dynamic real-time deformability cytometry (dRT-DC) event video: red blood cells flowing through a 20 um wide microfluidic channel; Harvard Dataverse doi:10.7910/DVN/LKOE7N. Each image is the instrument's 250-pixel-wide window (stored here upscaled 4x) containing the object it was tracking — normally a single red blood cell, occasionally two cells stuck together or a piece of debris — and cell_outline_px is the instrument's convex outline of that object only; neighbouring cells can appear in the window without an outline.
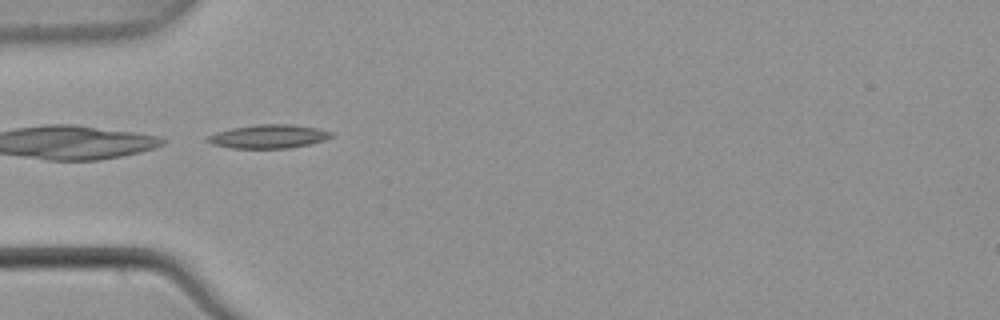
{"species": "common noctule bat (a hibernating species)", "species_latin": "Nyctalus noctula", "temperature_condition": "warm", "stored_images_in_passage": 6, "camera_frame_rate_fps": 3000, "um_per_image_px": 0.085, "animal": {"sex": "male", "body_mass_g": 21.5, "forearm_length_mm": 52.0}, "frame": {"image": 1, "passage_image": 5, "time_ms": 1.333, "image_size_px": [1000, 320], "cell_outline_px": [[332, 136], [324, 140], [308, 144], [288, 148], [232, 148], [212, 144], [204, 140], [204, 136], [216, 132], [232, 128], [256, 124], [292, 124], [316, 128], [332, 132]], "centroid_in_image_um": [22.76, 11.59], "position_along_channel_um": 62.2, "area_um2": 17.05}}
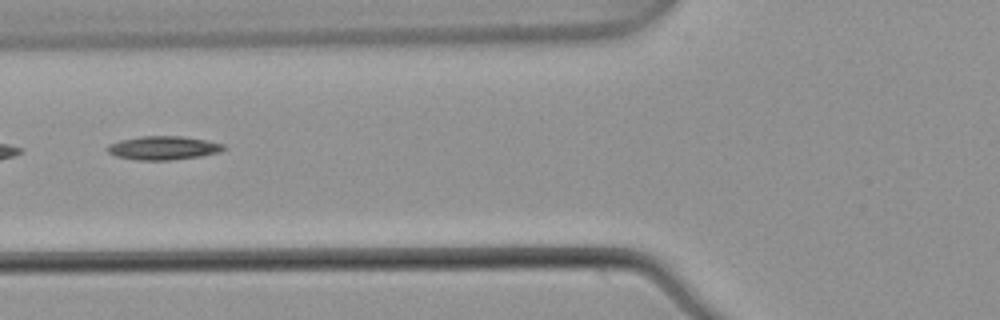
{"frame": {"image": 2, "passage_image": 6, "time_ms": 1.667, "image_size_px": [1000, 320], "cell_outline_px": [[228, 148], [220, 152], [200, 156], [168, 160], [136, 160], [116, 156], [108, 152], [104, 148], [108, 144], [120, 140], [140, 136], [180, 136], [208, 140], [224, 144]], "centroid_in_image_um": [13.88, 12.57], "position_along_channel_um": 111.9, "area_um2": 16.18}}